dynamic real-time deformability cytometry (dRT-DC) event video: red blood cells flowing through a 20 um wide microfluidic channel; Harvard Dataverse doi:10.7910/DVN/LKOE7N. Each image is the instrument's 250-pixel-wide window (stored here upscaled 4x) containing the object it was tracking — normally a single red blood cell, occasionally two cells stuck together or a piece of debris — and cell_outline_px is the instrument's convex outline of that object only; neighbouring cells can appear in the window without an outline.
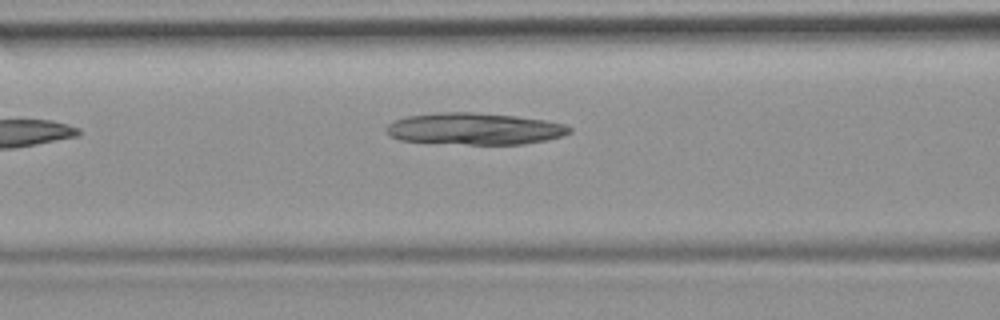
{"species": "common noctule bat (a hibernating species)", "species_latin": "Nyctalus noctula", "temperature_condition": "room temperature", "stored_images_in_passage": 6, "camera_frame_rate_fps": 3000, "um_per_image_px": 0.085, "animal": {"sex": "female", "body_mass_g": 19.9}, "frame": {"image": 1, "passage_image": 6, "time_ms": 6.667, "image_size_px": [1000, 320], "cell_outline_px": [[572, 132], [564, 136], [524, 144], [468, 144], [400, 140], [392, 136], [384, 128], [388, 124], [396, 120], [408, 116], [440, 112], [476, 112], [516, 116], [544, 120], [564, 124], [572, 128]], "centroid_in_image_um": [40.38, 10.94], "position_along_channel_um": 126.2, "area_um2": 33.7}}